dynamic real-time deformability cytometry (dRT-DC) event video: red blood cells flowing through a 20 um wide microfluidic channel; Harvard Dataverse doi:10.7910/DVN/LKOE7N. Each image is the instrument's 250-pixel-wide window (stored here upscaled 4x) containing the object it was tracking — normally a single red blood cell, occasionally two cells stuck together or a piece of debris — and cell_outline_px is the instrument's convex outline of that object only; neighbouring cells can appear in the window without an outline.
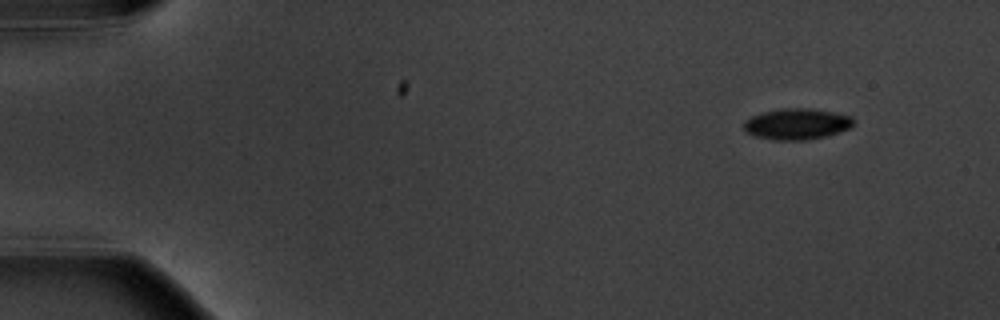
{"species": "common noctule bat (a hibernating species)", "species_latin": "Nyctalus noctula", "temperature_condition": "warm", "stored_images_in_passage": 6, "camera_frame_rate_fps": 3000, "um_per_image_px": 0.085, "animal": {"sex": "male", "body_mass_g": 20.1, "forearm_length_mm": 53.5}, "frame": {"image": 1, "passage_image": 1, "time_ms": 0.0, "image_size_px": [1000, 320], "cell_outline_px": [[856, 120], [848, 128], [824, 136], [808, 140], [772, 140], [756, 136], [748, 132], [744, 128], [744, 120], [752, 116], [764, 112], [780, 108], [808, 108], [832, 112], [852, 116]], "centroid_in_image_um": [67.72, 10.53], "position_along_channel_um": 17.3, "area_um2": 19.65}}
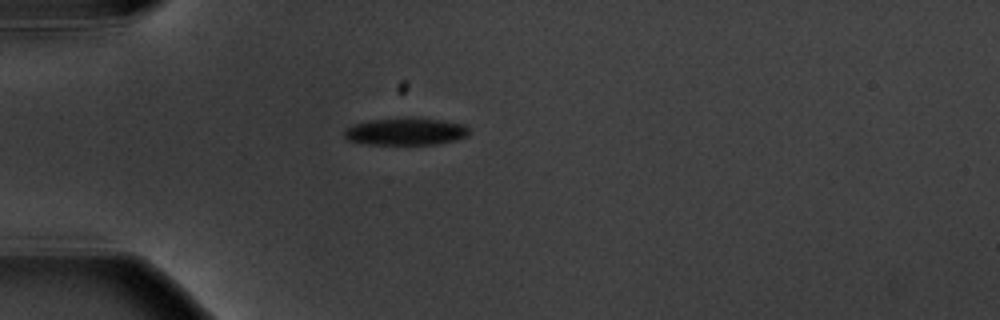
{"frame": {"image": 2, "passage_image": 4, "time_ms": 3.667, "image_size_px": [1000, 320], "cell_outline_px": [[468, 136], [456, 140], [436, 144], [368, 144], [348, 140], [344, 136], [344, 128], [368, 120], [412, 116], [444, 120], [464, 124], [468, 128]], "centroid_in_image_um": [34.5, 11.15], "position_along_channel_um": 50.5, "area_um2": 20.17}}